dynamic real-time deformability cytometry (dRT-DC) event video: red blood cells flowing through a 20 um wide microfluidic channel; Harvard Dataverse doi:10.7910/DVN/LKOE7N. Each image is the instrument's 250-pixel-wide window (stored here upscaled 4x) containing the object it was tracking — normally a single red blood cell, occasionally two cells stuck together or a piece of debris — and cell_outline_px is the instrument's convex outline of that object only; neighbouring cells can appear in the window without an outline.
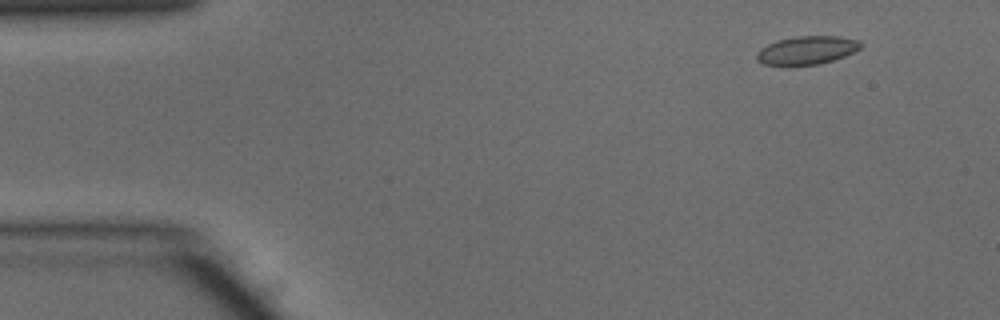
{"species": "common noctule bat (a hibernating species)", "species_latin": "Nyctalus noctula", "temperature_condition": "warm", "stored_images_in_passage": 47, "camera_frame_rate_fps": 3000, "um_per_image_px": 0.085, "animal": {"sex": "male", "body_mass_g": 15.6}, "frame": {"image": 1, "passage_image": 3, "time_ms": 0.667, "image_size_px": [1000, 320], "cell_outline_px": [[864, 44], [860, 48], [844, 56], [820, 64], [788, 68], [764, 64], [756, 60], [756, 52], [760, 48], [768, 44], [780, 40], [796, 36], [840, 36], [860, 40]], "centroid_in_image_um": [68.55, 4.31], "position_along_channel_um": 16.5, "area_um2": 17.74}}
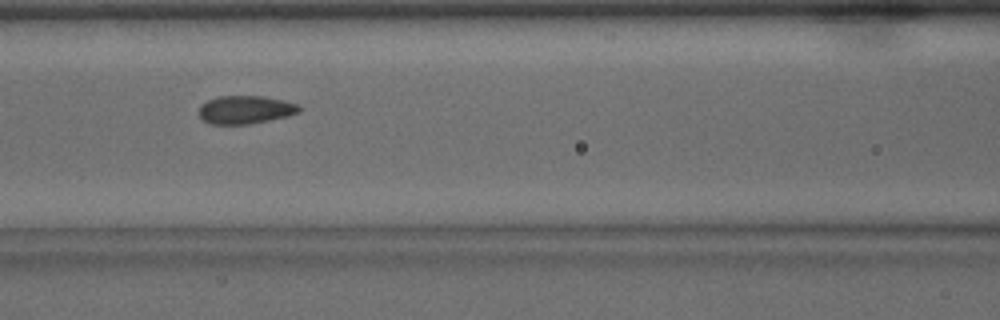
{"frame": {"image": 2, "passage_image": 19, "time_ms": 6.0, "image_size_px": [1000, 320], "cell_outline_px": [[300, 112], [288, 116], [248, 124], [212, 124], [204, 120], [196, 112], [200, 104], [208, 100], [220, 96], [264, 96], [300, 104]], "centroid_in_image_um": [20.84, 9.32], "position_along_channel_um": 145.8, "area_um2": 16.53}}
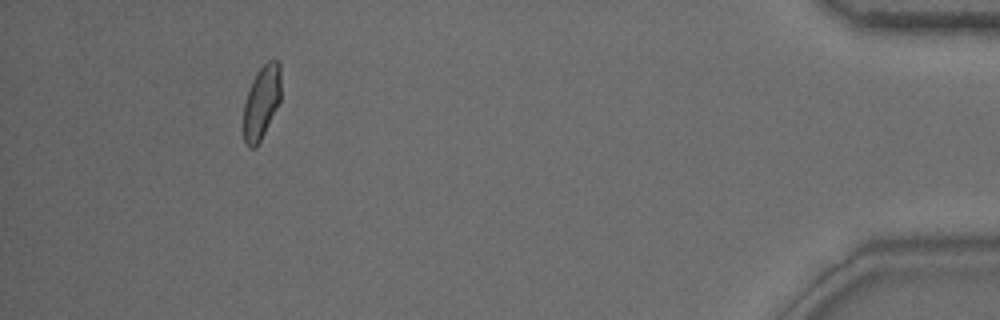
{"frame": {"image": 3, "passage_image": 43, "time_ms": 14.0, "image_size_px": [1000, 320], "cell_outline_px": [[280, 100], [256, 148], [248, 148], [244, 144], [244, 104], [252, 80], [256, 72], [268, 60], [276, 60], [280, 64]], "centroid_in_image_um": [22.22, 8.69], "position_along_channel_um": 413.0, "area_um2": 15.78}, "authors_computed_cell_mechanics": {"area_um2": 16.7042, "velocity_mm_per_s": 4.1627, "shape_relaxation_time_tau1_ms": 5.3583, "shape_relaxation_time_tau2_ms": 0.5858, "deformation_change_tau1": 0.1516, "deformation_change_tau2": 0.0497}}